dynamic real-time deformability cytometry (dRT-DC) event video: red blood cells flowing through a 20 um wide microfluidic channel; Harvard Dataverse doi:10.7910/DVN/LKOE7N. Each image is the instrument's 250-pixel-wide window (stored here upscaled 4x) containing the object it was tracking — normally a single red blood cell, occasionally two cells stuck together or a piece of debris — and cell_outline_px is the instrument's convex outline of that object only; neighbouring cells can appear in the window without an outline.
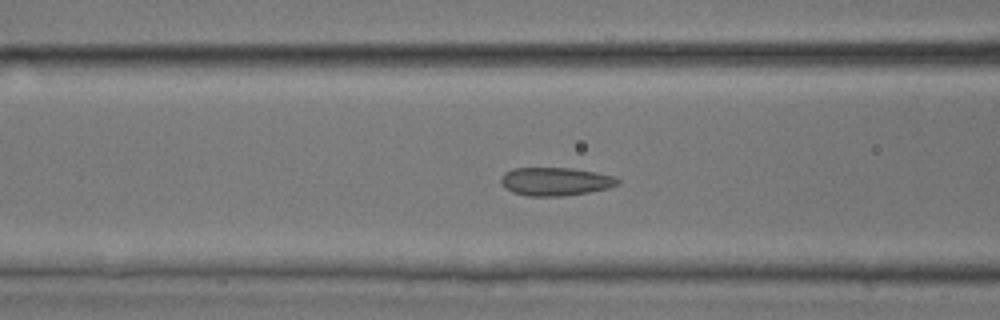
{"species": "common noctule bat (a hibernating species)", "species_latin": "Nyctalus noctula", "temperature_condition": "room temperature", "stored_images_in_passage": 39, "camera_frame_rate_fps": 3000, "um_per_image_px": 0.085, "animal": {"sex": "male", "body_mass_g": 17.9, "forearm_length_mm": 54.2}, "frame": {"image": 1, "passage_image": 12, "time_ms": 3.667, "image_size_px": [1000, 320], "cell_outline_px": [[620, 184], [608, 188], [588, 192], [560, 196], [528, 196], [512, 192], [504, 188], [500, 184], [500, 176], [504, 172], [512, 168], [572, 168], [596, 172], [616, 176], [620, 180]], "centroid_in_image_um": [47.19, 15.42], "position_along_channel_um": 119.4, "area_um2": 19.48}}
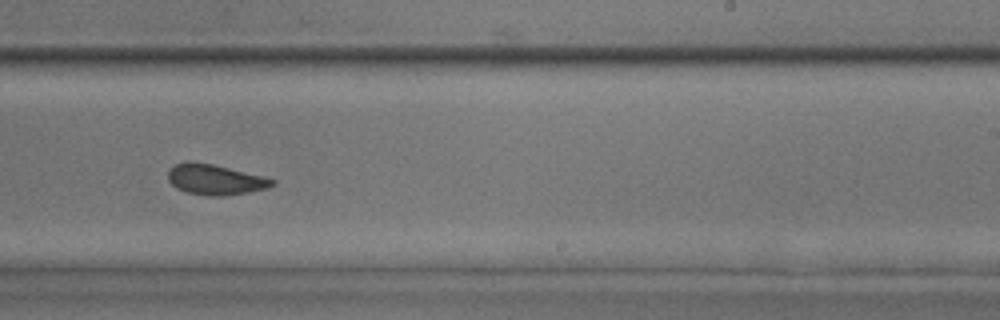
{"frame": {"image": 2, "passage_image": 22, "time_ms": 7.0, "image_size_px": [1000, 320], "cell_outline_px": [[276, 184], [268, 188], [248, 192], [224, 196], [208, 196], [188, 192], [176, 188], [168, 180], [168, 168], [172, 164], [184, 160], [188, 160], [212, 164], [264, 176], [276, 180]], "centroid_in_image_um": [18.26, 15.24], "position_along_channel_um": 270.7, "area_um2": 18.79}}
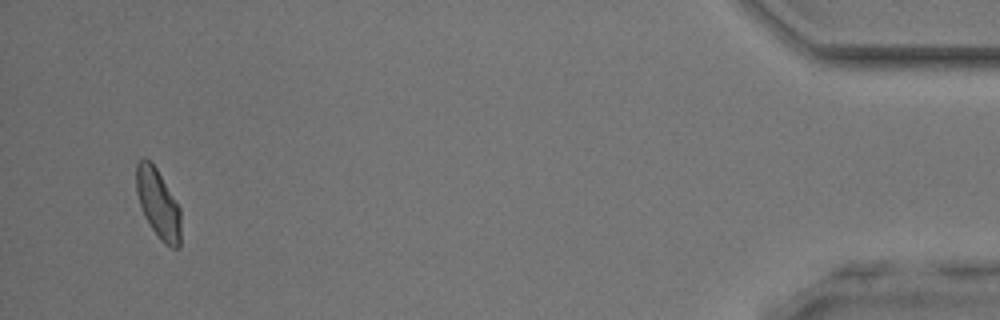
{"frame": {"image": 3, "passage_image": 37, "time_ms": 12.0, "image_size_px": [1000, 320], "cell_outline_px": [[180, 248], [172, 248], [164, 244], [160, 240], [144, 216], [136, 192], [136, 164], [144, 156], [156, 168], [180, 208]], "centroid_in_image_um": [13.43, 17.33], "position_along_channel_um": 421.8, "area_um2": 17.8}}